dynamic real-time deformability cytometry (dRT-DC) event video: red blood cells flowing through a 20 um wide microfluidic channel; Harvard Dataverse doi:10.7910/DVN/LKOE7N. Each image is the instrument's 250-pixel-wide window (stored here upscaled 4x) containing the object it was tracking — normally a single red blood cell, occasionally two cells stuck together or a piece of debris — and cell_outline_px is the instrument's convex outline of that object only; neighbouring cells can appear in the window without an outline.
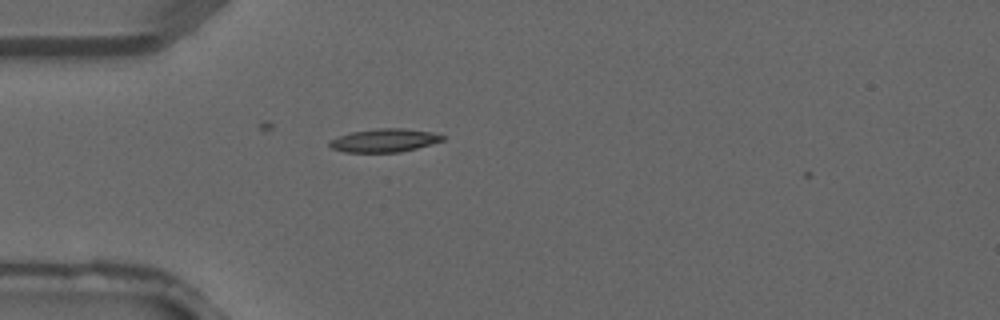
{"species": "common noctule bat (a hibernating species)", "species_latin": "Nyctalus noctula", "temperature_condition": "warm", "stored_images_in_passage": 1, "camera_frame_rate_fps": 3000, "um_per_image_px": 0.085, "animal": {"sex": "male", "forearm_length_mm": 52.5}, "frame": {"image": 1, "passage_image": 1, "time_ms": 0.0, "image_size_px": [1000, 320], "cell_outline_px": [[444, 140], [416, 148], [400, 152], [344, 152], [332, 148], [328, 144], [328, 140], [352, 132], [376, 128], [404, 128], [432, 132], [444, 136]], "centroid_in_image_um": [32.65, 11.93], "position_along_channel_um": 52.4, "area_um2": 15.26}}